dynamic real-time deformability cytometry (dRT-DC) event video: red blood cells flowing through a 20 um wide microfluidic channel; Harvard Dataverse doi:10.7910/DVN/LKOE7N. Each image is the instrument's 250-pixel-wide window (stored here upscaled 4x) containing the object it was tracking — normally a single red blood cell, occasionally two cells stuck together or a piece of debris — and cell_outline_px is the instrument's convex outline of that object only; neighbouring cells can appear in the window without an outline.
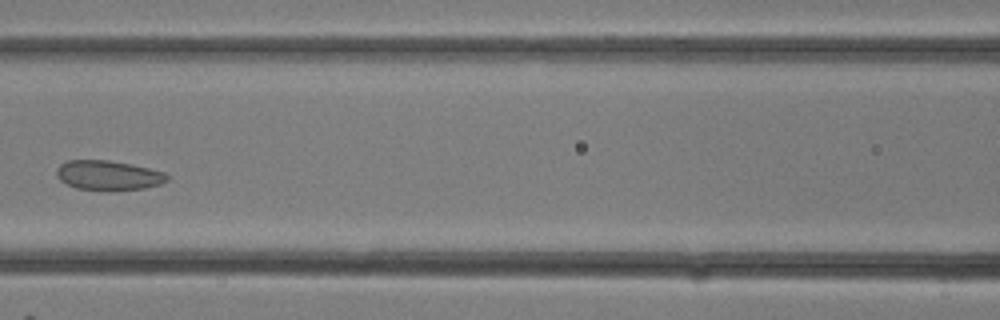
{"species": "common noctule bat (a hibernating species)", "species_latin": "Nyctalus noctula", "temperature_condition": "room temperature", "stored_images_in_passage": 19, "camera_frame_rate_fps": 3000, "um_per_image_px": 0.085, "animal": {"sex": "female"}, "frame": {"image": 1, "passage_image": 16, "time_ms": 5.0, "image_size_px": [1000, 320], "cell_outline_px": [[168, 180], [160, 184], [144, 188], [108, 192], [104, 192], [76, 188], [60, 180], [56, 176], [56, 168], [60, 164], [68, 160], [108, 160], [132, 164], [164, 172], [168, 176]], "centroid_in_image_um": [9.18, 14.92], "position_along_channel_um": 157.4, "area_um2": 19.48}}
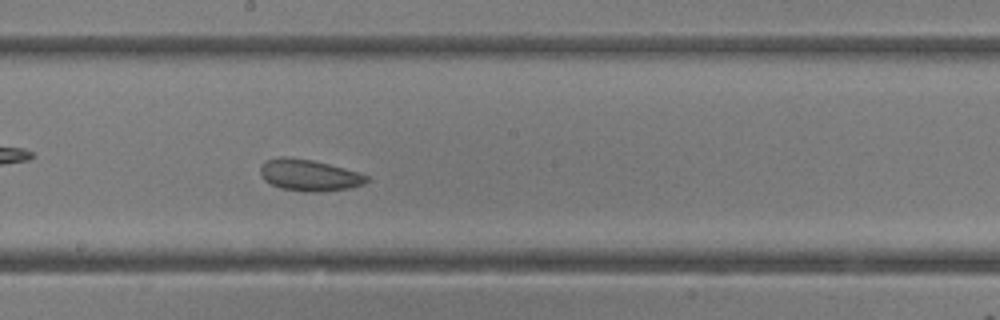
{"frame": {"image": 2, "passage_image": 19, "time_ms": 6.0, "image_size_px": [1000, 320], "cell_outline_px": [[368, 180], [364, 184], [348, 188], [320, 192], [304, 192], [280, 188], [264, 180], [260, 172], [260, 164], [264, 160], [280, 156], [284, 156], [312, 160], [360, 172], [368, 176]], "centroid_in_image_um": [26.25, 14.88], "position_along_channel_um": 222.0, "area_um2": 19.65}}